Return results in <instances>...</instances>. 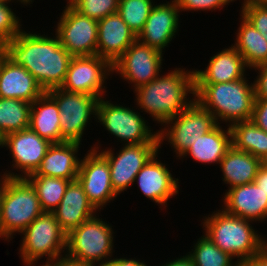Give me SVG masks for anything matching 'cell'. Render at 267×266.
Segmentation results:
<instances>
[{
    "label": "cell",
    "mask_w": 267,
    "mask_h": 266,
    "mask_svg": "<svg viewBox=\"0 0 267 266\" xmlns=\"http://www.w3.org/2000/svg\"><path fill=\"white\" fill-rule=\"evenodd\" d=\"M105 266H147L143 262L134 259L116 258L111 259Z\"/></svg>",
    "instance_id": "obj_42"
},
{
    "label": "cell",
    "mask_w": 267,
    "mask_h": 266,
    "mask_svg": "<svg viewBox=\"0 0 267 266\" xmlns=\"http://www.w3.org/2000/svg\"><path fill=\"white\" fill-rule=\"evenodd\" d=\"M7 4L0 2V47H4L22 31L18 18Z\"/></svg>",
    "instance_id": "obj_36"
},
{
    "label": "cell",
    "mask_w": 267,
    "mask_h": 266,
    "mask_svg": "<svg viewBox=\"0 0 267 266\" xmlns=\"http://www.w3.org/2000/svg\"><path fill=\"white\" fill-rule=\"evenodd\" d=\"M52 143L40 137L30 127L18 132L7 134L4 137V147H9L13 157V167L21 169L22 175L14 173H4L5 178H26L35 173L42 163L47 150Z\"/></svg>",
    "instance_id": "obj_16"
},
{
    "label": "cell",
    "mask_w": 267,
    "mask_h": 266,
    "mask_svg": "<svg viewBox=\"0 0 267 266\" xmlns=\"http://www.w3.org/2000/svg\"><path fill=\"white\" fill-rule=\"evenodd\" d=\"M119 0H81L74 8L94 20H101L118 12Z\"/></svg>",
    "instance_id": "obj_35"
},
{
    "label": "cell",
    "mask_w": 267,
    "mask_h": 266,
    "mask_svg": "<svg viewBox=\"0 0 267 266\" xmlns=\"http://www.w3.org/2000/svg\"><path fill=\"white\" fill-rule=\"evenodd\" d=\"M45 91L34 76L21 65H16L8 57L0 71V98L20 99L32 103Z\"/></svg>",
    "instance_id": "obj_22"
},
{
    "label": "cell",
    "mask_w": 267,
    "mask_h": 266,
    "mask_svg": "<svg viewBox=\"0 0 267 266\" xmlns=\"http://www.w3.org/2000/svg\"><path fill=\"white\" fill-rule=\"evenodd\" d=\"M4 48L8 58L27 69L45 92L61 87L73 57L57 35L54 39L21 31Z\"/></svg>",
    "instance_id": "obj_1"
},
{
    "label": "cell",
    "mask_w": 267,
    "mask_h": 266,
    "mask_svg": "<svg viewBox=\"0 0 267 266\" xmlns=\"http://www.w3.org/2000/svg\"><path fill=\"white\" fill-rule=\"evenodd\" d=\"M162 55L159 50L136 39L112 64V69L124 80L134 83L136 90L159 76Z\"/></svg>",
    "instance_id": "obj_13"
},
{
    "label": "cell",
    "mask_w": 267,
    "mask_h": 266,
    "mask_svg": "<svg viewBox=\"0 0 267 266\" xmlns=\"http://www.w3.org/2000/svg\"><path fill=\"white\" fill-rule=\"evenodd\" d=\"M180 10H209L221 8L234 0H174Z\"/></svg>",
    "instance_id": "obj_37"
},
{
    "label": "cell",
    "mask_w": 267,
    "mask_h": 266,
    "mask_svg": "<svg viewBox=\"0 0 267 266\" xmlns=\"http://www.w3.org/2000/svg\"><path fill=\"white\" fill-rule=\"evenodd\" d=\"M11 0H0V2H4V3H9ZM20 1L21 3H23V5L25 4H28L30 3V1L32 2V0H18Z\"/></svg>",
    "instance_id": "obj_47"
},
{
    "label": "cell",
    "mask_w": 267,
    "mask_h": 266,
    "mask_svg": "<svg viewBox=\"0 0 267 266\" xmlns=\"http://www.w3.org/2000/svg\"><path fill=\"white\" fill-rule=\"evenodd\" d=\"M4 144V136L0 132V146L3 147Z\"/></svg>",
    "instance_id": "obj_50"
},
{
    "label": "cell",
    "mask_w": 267,
    "mask_h": 266,
    "mask_svg": "<svg viewBox=\"0 0 267 266\" xmlns=\"http://www.w3.org/2000/svg\"><path fill=\"white\" fill-rule=\"evenodd\" d=\"M173 124L169 128V124ZM168 124V125H167ZM168 128L157 132L159 144L168 139L179 157L198 139L212 130L217 122L214 116L196 100L182 113L168 120ZM166 132H165V131Z\"/></svg>",
    "instance_id": "obj_9"
},
{
    "label": "cell",
    "mask_w": 267,
    "mask_h": 266,
    "mask_svg": "<svg viewBox=\"0 0 267 266\" xmlns=\"http://www.w3.org/2000/svg\"><path fill=\"white\" fill-rule=\"evenodd\" d=\"M80 144L78 142L52 143L42 159L40 167L30 175L76 180L81 160L75 155Z\"/></svg>",
    "instance_id": "obj_24"
},
{
    "label": "cell",
    "mask_w": 267,
    "mask_h": 266,
    "mask_svg": "<svg viewBox=\"0 0 267 266\" xmlns=\"http://www.w3.org/2000/svg\"><path fill=\"white\" fill-rule=\"evenodd\" d=\"M257 69L259 75L254 81L255 99H267V63L254 68Z\"/></svg>",
    "instance_id": "obj_39"
},
{
    "label": "cell",
    "mask_w": 267,
    "mask_h": 266,
    "mask_svg": "<svg viewBox=\"0 0 267 266\" xmlns=\"http://www.w3.org/2000/svg\"><path fill=\"white\" fill-rule=\"evenodd\" d=\"M265 239H262V251L267 256V242L264 241Z\"/></svg>",
    "instance_id": "obj_48"
},
{
    "label": "cell",
    "mask_w": 267,
    "mask_h": 266,
    "mask_svg": "<svg viewBox=\"0 0 267 266\" xmlns=\"http://www.w3.org/2000/svg\"><path fill=\"white\" fill-rule=\"evenodd\" d=\"M232 145L241 151L267 163V132L259 128L252 119L238 121L230 125Z\"/></svg>",
    "instance_id": "obj_28"
},
{
    "label": "cell",
    "mask_w": 267,
    "mask_h": 266,
    "mask_svg": "<svg viewBox=\"0 0 267 266\" xmlns=\"http://www.w3.org/2000/svg\"><path fill=\"white\" fill-rule=\"evenodd\" d=\"M157 153L137 173L139 189L143 194L160 205L167 204L170 197L178 193V180L173 178L169 169L157 161ZM138 179V180H137Z\"/></svg>",
    "instance_id": "obj_20"
},
{
    "label": "cell",
    "mask_w": 267,
    "mask_h": 266,
    "mask_svg": "<svg viewBox=\"0 0 267 266\" xmlns=\"http://www.w3.org/2000/svg\"><path fill=\"white\" fill-rule=\"evenodd\" d=\"M234 47L244 58L247 67L267 63V40L242 16Z\"/></svg>",
    "instance_id": "obj_29"
},
{
    "label": "cell",
    "mask_w": 267,
    "mask_h": 266,
    "mask_svg": "<svg viewBox=\"0 0 267 266\" xmlns=\"http://www.w3.org/2000/svg\"><path fill=\"white\" fill-rule=\"evenodd\" d=\"M1 186H2V178H1V181H0V191H1Z\"/></svg>",
    "instance_id": "obj_51"
},
{
    "label": "cell",
    "mask_w": 267,
    "mask_h": 266,
    "mask_svg": "<svg viewBox=\"0 0 267 266\" xmlns=\"http://www.w3.org/2000/svg\"><path fill=\"white\" fill-rule=\"evenodd\" d=\"M43 212L36 190L26 178L2 176L0 238L10 239L14 232L21 233Z\"/></svg>",
    "instance_id": "obj_4"
},
{
    "label": "cell",
    "mask_w": 267,
    "mask_h": 266,
    "mask_svg": "<svg viewBox=\"0 0 267 266\" xmlns=\"http://www.w3.org/2000/svg\"><path fill=\"white\" fill-rule=\"evenodd\" d=\"M239 266H267V256L261 251L257 255L240 262Z\"/></svg>",
    "instance_id": "obj_40"
},
{
    "label": "cell",
    "mask_w": 267,
    "mask_h": 266,
    "mask_svg": "<svg viewBox=\"0 0 267 266\" xmlns=\"http://www.w3.org/2000/svg\"><path fill=\"white\" fill-rule=\"evenodd\" d=\"M219 125L217 124L205 135L199 136L182 156L190 154L197 162L220 164L227 150L232 146V132L230 125L226 131Z\"/></svg>",
    "instance_id": "obj_27"
},
{
    "label": "cell",
    "mask_w": 267,
    "mask_h": 266,
    "mask_svg": "<svg viewBox=\"0 0 267 266\" xmlns=\"http://www.w3.org/2000/svg\"><path fill=\"white\" fill-rule=\"evenodd\" d=\"M7 53L4 47H0V71L3 65V61L7 58Z\"/></svg>",
    "instance_id": "obj_45"
},
{
    "label": "cell",
    "mask_w": 267,
    "mask_h": 266,
    "mask_svg": "<svg viewBox=\"0 0 267 266\" xmlns=\"http://www.w3.org/2000/svg\"><path fill=\"white\" fill-rule=\"evenodd\" d=\"M26 179L36 190L44 212H53L62 200L71 180L43 175H28Z\"/></svg>",
    "instance_id": "obj_31"
},
{
    "label": "cell",
    "mask_w": 267,
    "mask_h": 266,
    "mask_svg": "<svg viewBox=\"0 0 267 266\" xmlns=\"http://www.w3.org/2000/svg\"><path fill=\"white\" fill-rule=\"evenodd\" d=\"M96 117L112 135L130 144H159L158 134L151 132L138 112L99 99Z\"/></svg>",
    "instance_id": "obj_8"
},
{
    "label": "cell",
    "mask_w": 267,
    "mask_h": 266,
    "mask_svg": "<svg viewBox=\"0 0 267 266\" xmlns=\"http://www.w3.org/2000/svg\"><path fill=\"white\" fill-rule=\"evenodd\" d=\"M254 182L267 194V163H263L259 168Z\"/></svg>",
    "instance_id": "obj_41"
},
{
    "label": "cell",
    "mask_w": 267,
    "mask_h": 266,
    "mask_svg": "<svg viewBox=\"0 0 267 266\" xmlns=\"http://www.w3.org/2000/svg\"><path fill=\"white\" fill-rule=\"evenodd\" d=\"M241 16L250 22L267 40V0H245Z\"/></svg>",
    "instance_id": "obj_34"
},
{
    "label": "cell",
    "mask_w": 267,
    "mask_h": 266,
    "mask_svg": "<svg viewBox=\"0 0 267 266\" xmlns=\"http://www.w3.org/2000/svg\"><path fill=\"white\" fill-rule=\"evenodd\" d=\"M262 165L260 159L248 152L237 150L233 145L220 161L223 181L230 185L229 189L254 182Z\"/></svg>",
    "instance_id": "obj_26"
},
{
    "label": "cell",
    "mask_w": 267,
    "mask_h": 266,
    "mask_svg": "<svg viewBox=\"0 0 267 266\" xmlns=\"http://www.w3.org/2000/svg\"><path fill=\"white\" fill-rule=\"evenodd\" d=\"M124 145L116 156L111 149L101 152L109 163L111 184L118 195L135 182L137 173L160 148V144Z\"/></svg>",
    "instance_id": "obj_14"
},
{
    "label": "cell",
    "mask_w": 267,
    "mask_h": 266,
    "mask_svg": "<svg viewBox=\"0 0 267 266\" xmlns=\"http://www.w3.org/2000/svg\"><path fill=\"white\" fill-rule=\"evenodd\" d=\"M81 0H68V4L66 7H74Z\"/></svg>",
    "instance_id": "obj_46"
},
{
    "label": "cell",
    "mask_w": 267,
    "mask_h": 266,
    "mask_svg": "<svg viewBox=\"0 0 267 266\" xmlns=\"http://www.w3.org/2000/svg\"><path fill=\"white\" fill-rule=\"evenodd\" d=\"M112 232L111 225L96 215L93 216L67 234L66 253H68L65 254V258L90 266H95V261L99 263L104 258L105 262L102 260L99 266H105L111 261L109 257L113 253Z\"/></svg>",
    "instance_id": "obj_6"
},
{
    "label": "cell",
    "mask_w": 267,
    "mask_h": 266,
    "mask_svg": "<svg viewBox=\"0 0 267 266\" xmlns=\"http://www.w3.org/2000/svg\"><path fill=\"white\" fill-rule=\"evenodd\" d=\"M179 11L174 0L154 5L137 40L162 52L178 30Z\"/></svg>",
    "instance_id": "obj_17"
},
{
    "label": "cell",
    "mask_w": 267,
    "mask_h": 266,
    "mask_svg": "<svg viewBox=\"0 0 267 266\" xmlns=\"http://www.w3.org/2000/svg\"><path fill=\"white\" fill-rule=\"evenodd\" d=\"M47 93L56 101L60 111L61 137L66 142H81L91 115H97L99 98L85 93L55 88Z\"/></svg>",
    "instance_id": "obj_10"
},
{
    "label": "cell",
    "mask_w": 267,
    "mask_h": 266,
    "mask_svg": "<svg viewBox=\"0 0 267 266\" xmlns=\"http://www.w3.org/2000/svg\"><path fill=\"white\" fill-rule=\"evenodd\" d=\"M152 0H119L118 14L130 30L138 36L147 21L154 4Z\"/></svg>",
    "instance_id": "obj_33"
},
{
    "label": "cell",
    "mask_w": 267,
    "mask_h": 266,
    "mask_svg": "<svg viewBox=\"0 0 267 266\" xmlns=\"http://www.w3.org/2000/svg\"><path fill=\"white\" fill-rule=\"evenodd\" d=\"M31 103L20 99L0 98V132L7 134L29 128Z\"/></svg>",
    "instance_id": "obj_30"
},
{
    "label": "cell",
    "mask_w": 267,
    "mask_h": 266,
    "mask_svg": "<svg viewBox=\"0 0 267 266\" xmlns=\"http://www.w3.org/2000/svg\"><path fill=\"white\" fill-rule=\"evenodd\" d=\"M97 211L89 202L78 179L70 181L58 207L53 211L60 228L68 234Z\"/></svg>",
    "instance_id": "obj_21"
},
{
    "label": "cell",
    "mask_w": 267,
    "mask_h": 266,
    "mask_svg": "<svg viewBox=\"0 0 267 266\" xmlns=\"http://www.w3.org/2000/svg\"><path fill=\"white\" fill-rule=\"evenodd\" d=\"M162 266H195L192 262L191 258L188 255H185L183 257L177 258L174 261H169L168 263L162 265Z\"/></svg>",
    "instance_id": "obj_43"
},
{
    "label": "cell",
    "mask_w": 267,
    "mask_h": 266,
    "mask_svg": "<svg viewBox=\"0 0 267 266\" xmlns=\"http://www.w3.org/2000/svg\"><path fill=\"white\" fill-rule=\"evenodd\" d=\"M224 204L227 213L243 219L264 221L267 218V194L255 182L229 189Z\"/></svg>",
    "instance_id": "obj_19"
},
{
    "label": "cell",
    "mask_w": 267,
    "mask_h": 266,
    "mask_svg": "<svg viewBox=\"0 0 267 266\" xmlns=\"http://www.w3.org/2000/svg\"><path fill=\"white\" fill-rule=\"evenodd\" d=\"M244 58L234 46L224 49L211 57L207 69L195 70V84H217L236 81L243 78Z\"/></svg>",
    "instance_id": "obj_23"
},
{
    "label": "cell",
    "mask_w": 267,
    "mask_h": 266,
    "mask_svg": "<svg viewBox=\"0 0 267 266\" xmlns=\"http://www.w3.org/2000/svg\"><path fill=\"white\" fill-rule=\"evenodd\" d=\"M24 264H26V266L28 265V266H31V265H35V263H31V262H24ZM33 265V266H34ZM42 266H52V263H48V262H46V264H43Z\"/></svg>",
    "instance_id": "obj_49"
},
{
    "label": "cell",
    "mask_w": 267,
    "mask_h": 266,
    "mask_svg": "<svg viewBox=\"0 0 267 266\" xmlns=\"http://www.w3.org/2000/svg\"><path fill=\"white\" fill-rule=\"evenodd\" d=\"M194 247L188 256L195 266H239L237 261L233 263L230 254L218 248L206 234L198 239Z\"/></svg>",
    "instance_id": "obj_32"
},
{
    "label": "cell",
    "mask_w": 267,
    "mask_h": 266,
    "mask_svg": "<svg viewBox=\"0 0 267 266\" xmlns=\"http://www.w3.org/2000/svg\"><path fill=\"white\" fill-rule=\"evenodd\" d=\"M21 233L24 236L20 254L24 262L35 263L45 255L48 263L64 258L61 252L66 249L67 234L53 212H43Z\"/></svg>",
    "instance_id": "obj_7"
},
{
    "label": "cell",
    "mask_w": 267,
    "mask_h": 266,
    "mask_svg": "<svg viewBox=\"0 0 267 266\" xmlns=\"http://www.w3.org/2000/svg\"><path fill=\"white\" fill-rule=\"evenodd\" d=\"M183 70L176 68L167 75L162 77L159 75L151 82L134 90L137 93V105L152 115L155 121L166 123L195 101V99L192 101L187 99L188 93L195 97L194 71Z\"/></svg>",
    "instance_id": "obj_2"
},
{
    "label": "cell",
    "mask_w": 267,
    "mask_h": 266,
    "mask_svg": "<svg viewBox=\"0 0 267 266\" xmlns=\"http://www.w3.org/2000/svg\"><path fill=\"white\" fill-rule=\"evenodd\" d=\"M113 72L112 64L98 55L73 56L61 89L68 92L85 93L104 98L103 83ZM107 73V74H106Z\"/></svg>",
    "instance_id": "obj_12"
},
{
    "label": "cell",
    "mask_w": 267,
    "mask_h": 266,
    "mask_svg": "<svg viewBox=\"0 0 267 266\" xmlns=\"http://www.w3.org/2000/svg\"><path fill=\"white\" fill-rule=\"evenodd\" d=\"M244 77L217 84H195V100L218 121L250 120L255 101L254 85ZM219 119V120H218Z\"/></svg>",
    "instance_id": "obj_3"
},
{
    "label": "cell",
    "mask_w": 267,
    "mask_h": 266,
    "mask_svg": "<svg viewBox=\"0 0 267 266\" xmlns=\"http://www.w3.org/2000/svg\"><path fill=\"white\" fill-rule=\"evenodd\" d=\"M136 39L118 12L108 15L98 21L96 55L113 64Z\"/></svg>",
    "instance_id": "obj_18"
},
{
    "label": "cell",
    "mask_w": 267,
    "mask_h": 266,
    "mask_svg": "<svg viewBox=\"0 0 267 266\" xmlns=\"http://www.w3.org/2000/svg\"><path fill=\"white\" fill-rule=\"evenodd\" d=\"M52 266H90V265H85V264H81V263H77L71 260L66 259L65 257L60 259V260H56L55 262L52 263Z\"/></svg>",
    "instance_id": "obj_44"
},
{
    "label": "cell",
    "mask_w": 267,
    "mask_h": 266,
    "mask_svg": "<svg viewBox=\"0 0 267 266\" xmlns=\"http://www.w3.org/2000/svg\"><path fill=\"white\" fill-rule=\"evenodd\" d=\"M97 148L92 147L83 160L81 159L77 179L89 202L99 210L118 194L111 184L109 163L101 153H97Z\"/></svg>",
    "instance_id": "obj_15"
},
{
    "label": "cell",
    "mask_w": 267,
    "mask_h": 266,
    "mask_svg": "<svg viewBox=\"0 0 267 266\" xmlns=\"http://www.w3.org/2000/svg\"><path fill=\"white\" fill-rule=\"evenodd\" d=\"M252 121L267 132V99H255Z\"/></svg>",
    "instance_id": "obj_38"
},
{
    "label": "cell",
    "mask_w": 267,
    "mask_h": 266,
    "mask_svg": "<svg viewBox=\"0 0 267 266\" xmlns=\"http://www.w3.org/2000/svg\"><path fill=\"white\" fill-rule=\"evenodd\" d=\"M97 30V20L81 14L74 7H66L55 35L72 56H93L97 53Z\"/></svg>",
    "instance_id": "obj_11"
},
{
    "label": "cell",
    "mask_w": 267,
    "mask_h": 266,
    "mask_svg": "<svg viewBox=\"0 0 267 266\" xmlns=\"http://www.w3.org/2000/svg\"><path fill=\"white\" fill-rule=\"evenodd\" d=\"M213 214L204 219L203 226L206 236L218 248L237 257L238 263L262 251L263 238L252 228L251 220L231 215L224 209Z\"/></svg>",
    "instance_id": "obj_5"
},
{
    "label": "cell",
    "mask_w": 267,
    "mask_h": 266,
    "mask_svg": "<svg viewBox=\"0 0 267 266\" xmlns=\"http://www.w3.org/2000/svg\"><path fill=\"white\" fill-rule=\"evenodd\" d=\"M60 111L56 101L44 92L31 103L30 128L51 143L66 142L61 137Z\"/></svg>",
    "instance_id": "obj_25"
}]
</instances>
